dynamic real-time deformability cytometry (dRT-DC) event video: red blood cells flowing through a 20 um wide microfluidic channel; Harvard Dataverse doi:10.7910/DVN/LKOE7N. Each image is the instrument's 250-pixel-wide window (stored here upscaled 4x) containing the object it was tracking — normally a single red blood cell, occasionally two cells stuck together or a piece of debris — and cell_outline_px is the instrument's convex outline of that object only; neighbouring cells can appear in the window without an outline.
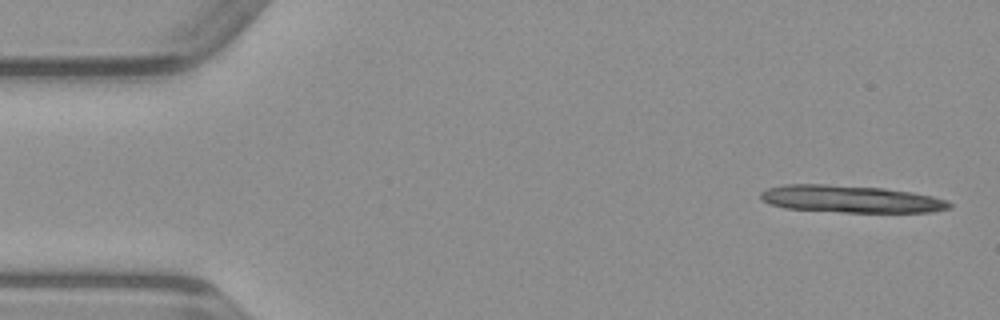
{"species": "common noctule bat (a hibernating species)", "species_latin": "Nyctalus noctula", "temperature_condition": "warm", "stored_images_in_passage": 12, "camera_frame_rate_fps": 3000, "um_per_image_px": 0.085, "animal": {"sex": "male", "body_mass_g": 23.1, "forearm_length_mm": 52.7}, "frame": {"image": 1, "passage_image": 2, "time_ms": 0.333, "image_size_px": [1000, 320], "cell_outline_px": [[952, 208], [932, 212], [844, 212], [784, 208], [760, 200], [760, 192], [768, 188], [784, 184], [828, 184], [884, 188], [912, 192], [932, 196], [948, 200], [952, 204]], "centroid_in_image_um": [72.33, 16.91], "position_along_channel_um": 12.7, "area_um2": 30.11}}